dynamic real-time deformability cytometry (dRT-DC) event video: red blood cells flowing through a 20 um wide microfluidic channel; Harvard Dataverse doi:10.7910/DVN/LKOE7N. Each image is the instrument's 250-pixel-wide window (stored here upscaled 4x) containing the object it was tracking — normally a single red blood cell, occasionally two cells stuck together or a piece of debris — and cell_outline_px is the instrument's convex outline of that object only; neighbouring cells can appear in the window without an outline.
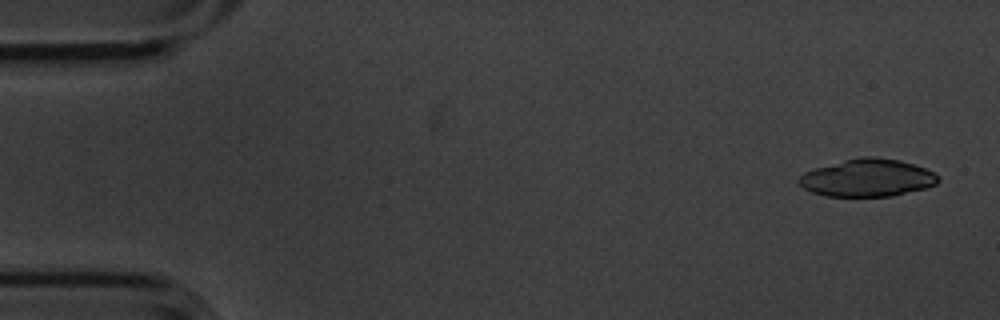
{"species": "common noctule bat (a hibernating species)", "species_latin": "Nyctalus noctula", "temperature_condition": "cold", "stored_images_in_passage": 5, "camera_frame_rate_fps": 3000, "um_per_image_px": 0.085, "animal": {"sex": "male", "body_mass_g": 20.1, "forearm_length_mm": 53.5}, "frame": {"image": 1, "passage_image": 1, "time_ms": 0.0, "image_size_px": [1000, 320], "cell_outline_px": [[940, 180], [936, 184], [924, 188], [892, 196], [828, 196], [812, 192], [804, 188], [796, 180], [804, 172], [812, 168], [860, 156], [876, 156], [900, 160], [924, 168], [932, 172]], "centroid_in_image_um": [73.69, 15.1], "position_along_channel_um": 11.3, "area_um2": 30.4}}